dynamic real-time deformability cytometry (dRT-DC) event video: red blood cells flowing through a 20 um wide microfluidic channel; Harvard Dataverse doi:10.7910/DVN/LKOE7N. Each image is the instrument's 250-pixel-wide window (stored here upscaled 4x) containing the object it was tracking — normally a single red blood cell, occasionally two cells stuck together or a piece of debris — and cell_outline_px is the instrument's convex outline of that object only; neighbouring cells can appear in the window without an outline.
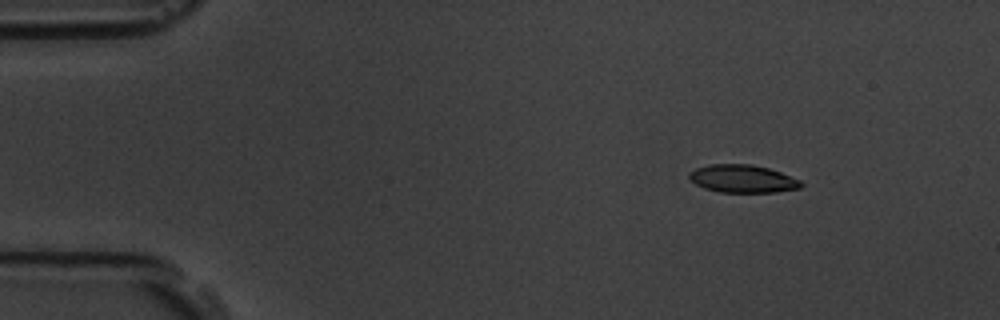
{"species": "common noctule bat (a hibernating species)", "species_latin": "Nyctalus noctula", "temperature_condition": "room temperature", "stored_images_in_passage": 7, "camera_frame_rate_fps": 3000, "um_per_image_px": 0.085, "animal": {"sex": "male", "body_mass_g": 19.5, "forearm_length_mm": 54.6}, "frame": {"image": 1, "passage_image": 3, "time_ms": 2.333, "image_size_px": [1000, 320], "cell_outline_px": [[804, 184], [800, 188], [776, 192], [720, 192], [704, 188], [696, 184], [688, 176], [688, 172], [696, 168], [708, 164], [752, 164], [768, 168], [780, 172], [800, 180]], "centroid_in_image_um": [63.12, 15.19], "position_along_channel_um": 21.9, "area_um2": 18.15}}
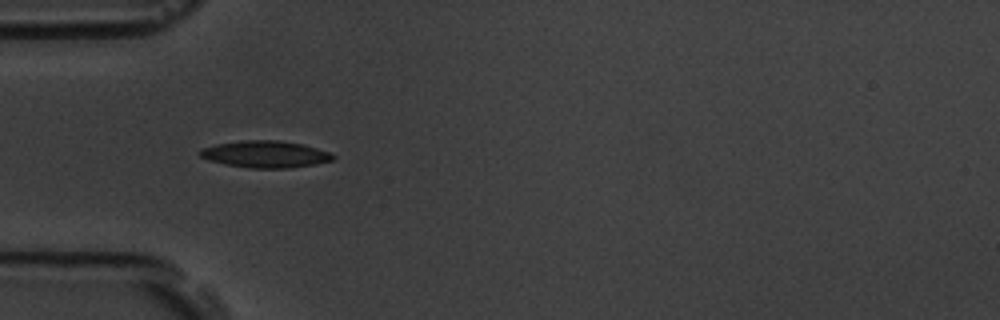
{"frame": {"image": 2, "passage_image": 6, "time_ms": 5.667, "image_size_px": [1000, 320], "cell_outline_px": [[336, 156], [332, 160], [316, 164], [288, 168], [248, 168], [224, 164], [208, 160], [200, 156], [196, 152], [204, 148], [216, 144], [240, 140], [280, 140], [304, 144], [328, 152]], "centroid_in_image_um": [22.53, 13.1], "position_along_channel_um": 62.5, "area_um2": 20.92}}
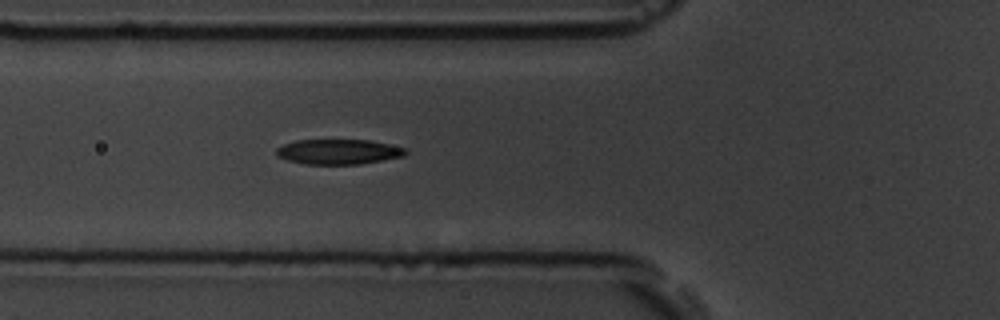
{"frame": {"image": 3, "passage_image": 7, "time_ms": 6.667, "image_size_px": [1000, 320], "cell_outline_px": [[408, 152], [404, 156], [360, 164], [304, 164], [288, 160], [276, 156], [276, 148], [284, 144], [296, 140], [368, 140], [388, 144], [404, 148]], "centroid_in_image_um": [28.74, 12.9], "position_along_channel_um": 97.1, "area_um2": 18.79}}